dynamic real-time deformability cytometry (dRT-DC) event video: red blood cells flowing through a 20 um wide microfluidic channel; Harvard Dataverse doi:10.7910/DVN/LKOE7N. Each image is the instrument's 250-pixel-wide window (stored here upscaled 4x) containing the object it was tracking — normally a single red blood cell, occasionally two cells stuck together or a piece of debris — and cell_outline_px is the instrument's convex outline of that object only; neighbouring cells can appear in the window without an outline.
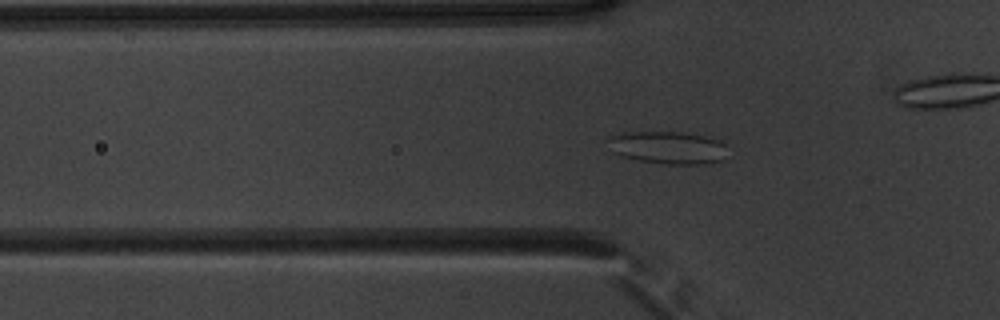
{"species": "common noctule bat (a hibernating species)", "species_latin": "Nyctalus noctula", "temperature_condition": "warm", "stored_images_in_passage": 45, "camera_frame_rate_fps": 3000, "um_per_image_px": 0.085, "animal": {"sex": "male", "body_mass_g": 20.1, "forearm_length_mm": 53.5}, "frame": {"image": 1, "passage_image": 9, "time_ms": 2.667, "image_size_px": [1000, 320], "cell_outline_px": [[724, 160], [704, 164], [664, 164], [640, 160], [624, 156], [612, 152], [604, 140], [608, 136], [624, 132], [680, 132], [712, 136], [724, 140]], "centroid_in_image_um": [56.76, 12.52], "position_along_channel_um": 69.0, "area_um2": 23.12}}
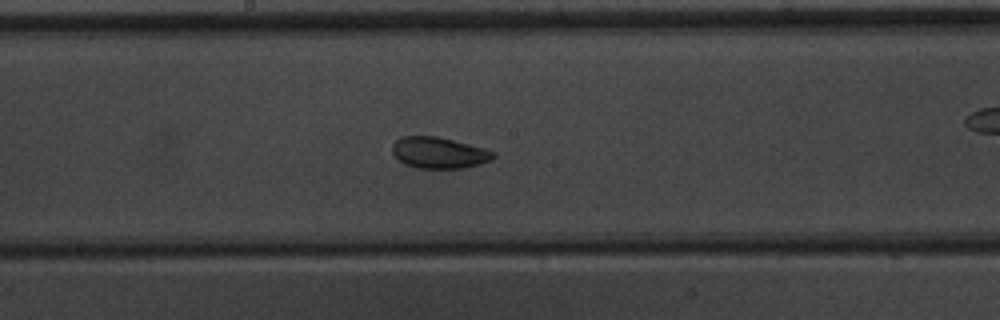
{"frame": {"image": 2, "passage_image": 20, "time_ms": 6.333, "image_size_px": [1000, 320], "cell_outline_px": [[496, 156], [492, 160], [480, 164], [464, 168], [416, 168], [404, 164], [392, 152], [392, 144], [400, 136], [440, 136], [484, 148], [496, 152]], "centroid_in_image_um": [37.33, 12.97], "position_along_channel_um": 210.9, "area_um2": 18.61}}
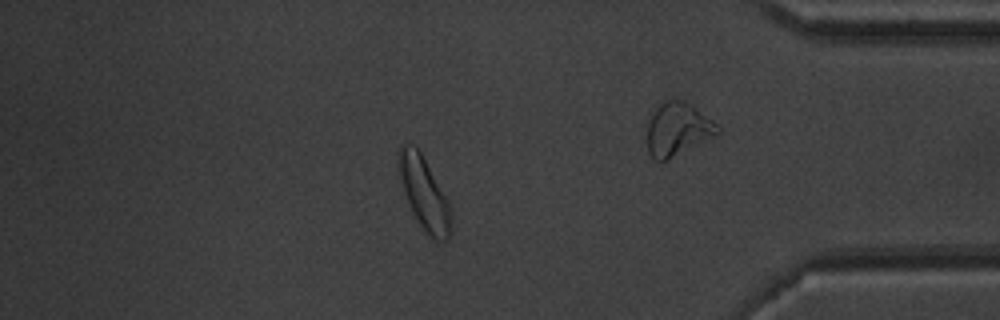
{"frame": {"image": 3, "passage_image": 37, "time_ms": 12.0, "image_size_px": [1000, 320], "cell_outline_px": [[452, 232], [448, 240], [436, 244], [428, 236], [412, 212], [408, 204], [396, 168], [396, 152], [400, 144], [404, 140], [416, 148], [420, 152], [452, 208]], "centroid_in_image_um": [36.03, 16.46], "position_along_channel_um": 399.2, "area_um2": 22.89}, "authors_computed_cell_mechanics": {"area_um2": 19.652, "velocity_mm_per_s": 3.8627, "shape_relaxation_time_tau1_ms": 5.6059, "shape_relaxation_time_tau2_ms": 5.3095, "deformation_change_tau1": 0.1007, "deformation_change_tau2": 0.1134}}